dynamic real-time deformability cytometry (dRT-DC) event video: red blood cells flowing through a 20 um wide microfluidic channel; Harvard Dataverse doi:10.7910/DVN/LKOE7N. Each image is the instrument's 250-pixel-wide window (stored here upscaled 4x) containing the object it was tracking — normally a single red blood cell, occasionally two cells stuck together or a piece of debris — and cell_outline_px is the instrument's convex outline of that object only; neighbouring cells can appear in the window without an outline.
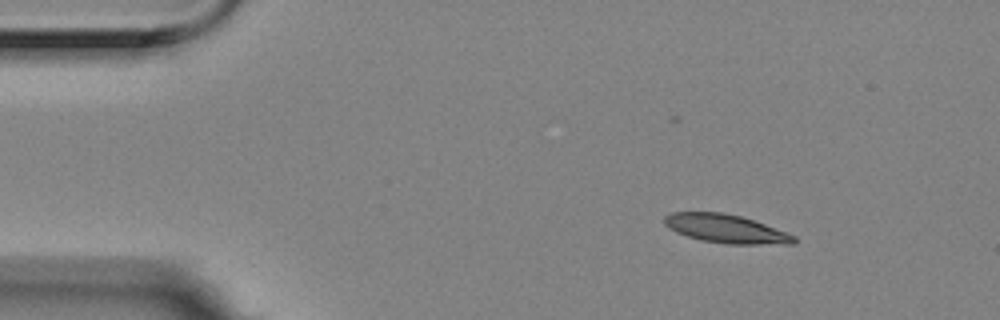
{"species": "Egyptian fruit bat (a non-hibernating species)", "species_latin": "Rousettus aegyptiacus", "temperature_condition": "room temperature", "stored_images_in_passage": 10, "camera_frame_rate_fps": 3000, "um_per_image_px": 0.085, "animal": {"sex": "female"}, "frame": {"image": 1, "passage_image": 2, "time_ms": 0.333, "image_size_px": [1000, 320], "cell_outline_px": [[796, 244], [728, 244], [700, 240], [676, 232], [668, 228], [664, 224], [664, 216], [672, 212], [720, 212], [740, 216], [764, 224], [796, 236]], "centroid_in_image_um": [61.68, 19.45], "position_along_channel_um": 23.3, "area_um2": 21.44}}
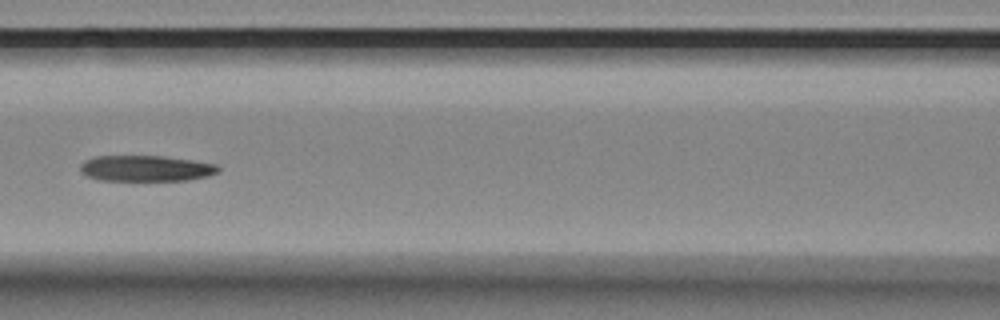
{"frame": {"image": 2, "passage_image": 7, "time_ms": 2.0, "image_size_px": [1000, 320], "cell_outline_px": [[220, 172], [208, 176], [188, 180], [100, 180], [88, 176], [80, 172], [80, 164], [84, 160], [96, 156], [160, 156], [192, 160], [216, 164], [220, 168]], "centroid_in_image_um": [12.4, 14.31], "position_along_channel_um": 154.2, "area_um2": 20.81}}
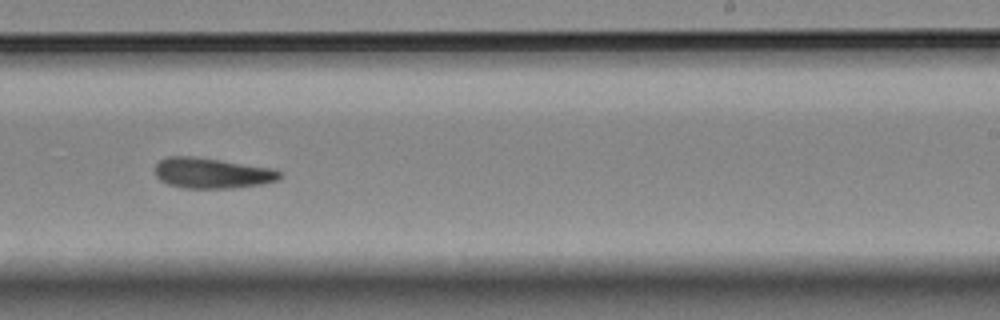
{"frame": {"image": 3, "passage_image": 10, "time_ms": 3.0, "image_size_px": [1000, 320], "cell_outline_px": [[280, 176], [276, 180], [260, 184], [232, 188], [184, 188], [168, 184], [160, 180], [156, 176], [152, 168], [160, 160], [168, 156], [196, 156], [272, 168], [280, 172]], "centroid_in_image_um": [17.94, 14.7], "position_along_channel_um": 271.1, "area_um2": 22.2}}